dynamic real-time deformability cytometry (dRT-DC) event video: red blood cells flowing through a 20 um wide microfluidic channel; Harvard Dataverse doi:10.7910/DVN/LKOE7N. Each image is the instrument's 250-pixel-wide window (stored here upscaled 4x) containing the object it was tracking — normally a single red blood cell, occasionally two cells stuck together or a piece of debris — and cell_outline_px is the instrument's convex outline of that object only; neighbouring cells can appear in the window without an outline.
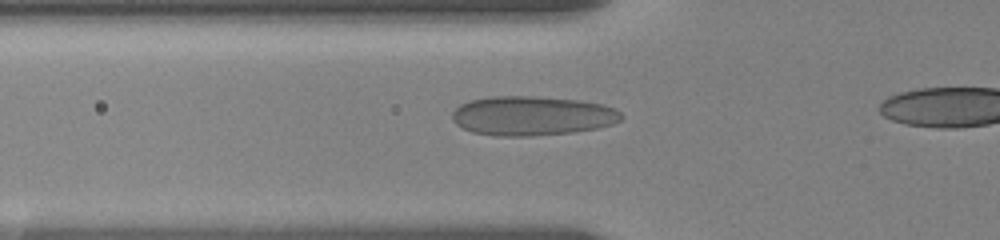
{"species": "human", "species_latin": "Homo sapiens", "temperature_condition": "room temperature", "stored_images_in_passage": 47, "camera_frame_rate_fps": 3000, "um_per_image_px": 0.085, "donor": {"sex": "female"}, "frame": {"image": 1, "passage_image": 14, "time_ms": 5.0, "image_size_px": [1000, 240], "cell_outline_px": [[624, 116], [620, 120], [612, 124], [596, 128], [572, 132], [532, 136], [496, 136], [472, 132], [456, 124], [452, 120], [452, 112], [460, 104], [468, 100], [488, 96], [536, 96], [580, 100], [604, 104], [620, 112]], "centroid_in_image_um": [45.2, 9.83], "position_along_channel_um": 80.6, "area_um2": 39.02}}
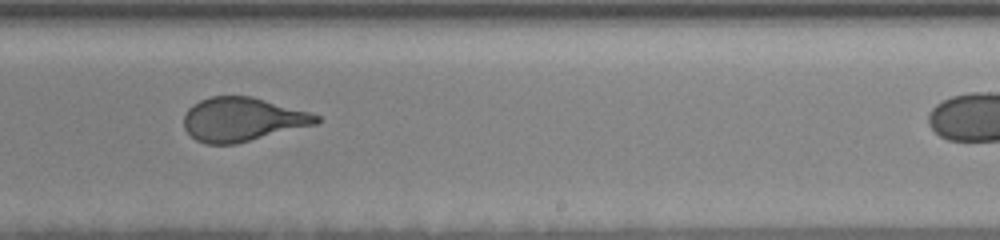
{"frame": {"image": 2, "passage_image": 34, "time_ms": 10.333, "image_size_px": [1000, 240], "cell_outline_px": [[320, 120], [316, 124], [236, 144], [208, 144], [196, 140], [184, 128], [184, 112], [192, 104], [200, 100], [212, 96], [252, 96], [308, 112], [320, 116]], "centroid_in_image_um": [20.56, 10.15], "position_along_channel_um": 268.4, "area_um2": 33.7}}
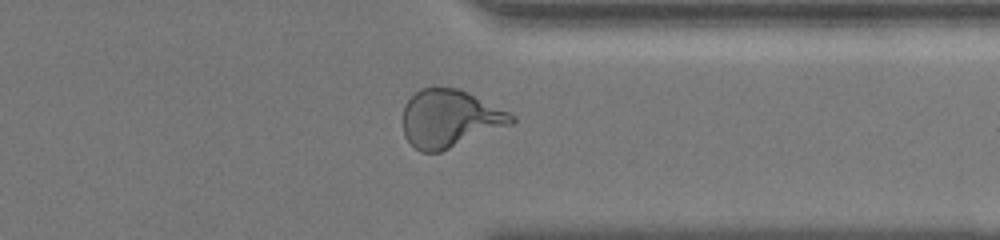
{"frame": {"image": 3, "passage_image": 43, "time_ms": 13.333, "image_size_px": [1000, 240], "cell_outline_px": [[516, 120], [512, 124], [440, 152], [420, 152], [404, 136], [400, 120], [404, 104], [420, 88], [460, 88], [516, 116]], "centroid_in_image_um": [38.18, 10.08], "position_along_channel_um": 373.2, "area_um2": 36.59}}